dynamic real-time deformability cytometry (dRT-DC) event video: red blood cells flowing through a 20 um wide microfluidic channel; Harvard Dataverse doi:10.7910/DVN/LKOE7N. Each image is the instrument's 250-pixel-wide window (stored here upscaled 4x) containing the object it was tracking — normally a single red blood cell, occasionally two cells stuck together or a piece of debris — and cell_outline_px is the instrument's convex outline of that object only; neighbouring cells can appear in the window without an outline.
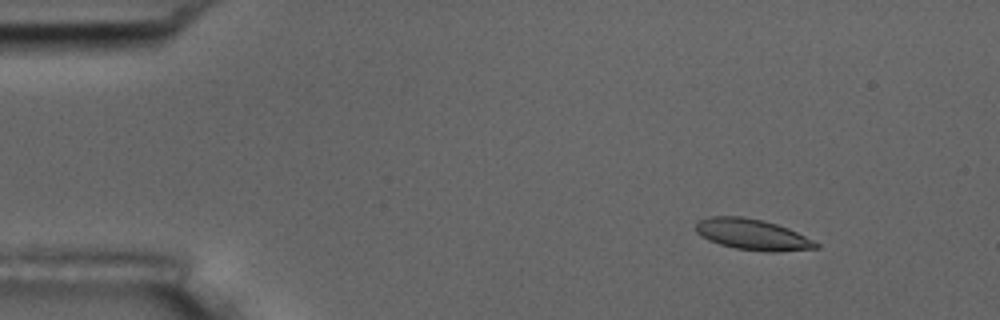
{"species": "common noctule bat (a hibernating species)", "species_latin": "Nyctalus noctula", "temperature_condition": "room temperature", "stored_images_in_passage": 5, "camera_frame_rate_fps": 3000, "um_per_image_px": 0.085, "animal": {"sex": "male", "body_mass_g": 17.5, "forearm_length_mm": 52.3}, "frame": {"image": 1, "passage_image": 2, "time_ms": 1.333, "image_size_px": [1000, 320], "cell_outline_px": [[820, 248], [776, 252], [772, 252], [736, 248], [720, 244], [708, 240], [700, 236], [696, 232], [696, 224], [700, 220], [708, 216], [744, 216], [776, 224], [788, 228], [820, 244]], "centroid_in_image_um": [63.94, 19.93], "position_along_channel_um": 21.1, "area_um2": 21.5}}